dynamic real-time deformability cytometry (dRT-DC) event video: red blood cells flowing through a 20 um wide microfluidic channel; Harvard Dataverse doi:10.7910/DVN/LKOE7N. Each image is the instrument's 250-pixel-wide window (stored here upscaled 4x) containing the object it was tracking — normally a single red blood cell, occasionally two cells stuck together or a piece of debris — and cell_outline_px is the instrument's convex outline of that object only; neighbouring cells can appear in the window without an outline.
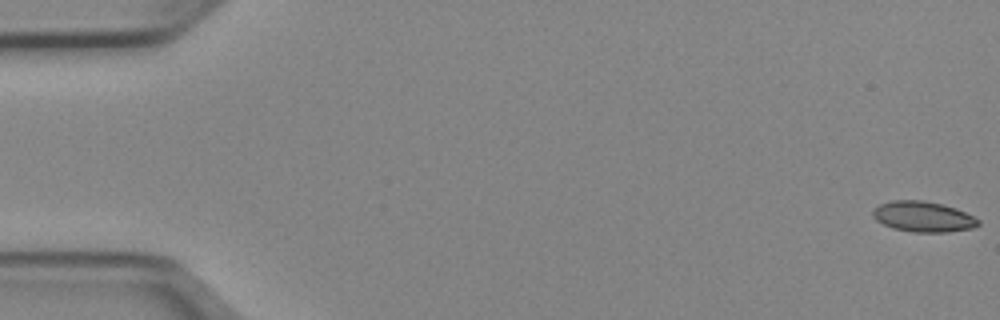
{"species": "Egyptian fruit bat (a non-hibernating species)", "species_latin": "Rousettus aegyptiacus", "temperature_condition": "cold", "stored_images_in_passage": 52, "camera_frame_rate_fps": 3000, "um_per_image_px": 0.085, "animal": {"sex": "female"}, "frame": {"image": 1, "passage_image": 1, "time_ms": 0.0, "image_size_px": [1000, 320], "cell_outline_px": [[980, 224], [972, 228], [948, 232], [912, 232], [892, 228], [876, 220], [872, 216], [872, 212], [880, 204], [892, 200], [924, 200], [956, 208], [980, 220]], "centroid_in_image_um": [78.46, 18.42], "position_along_channel_um": 6.5, "area_um2": 18.67}}
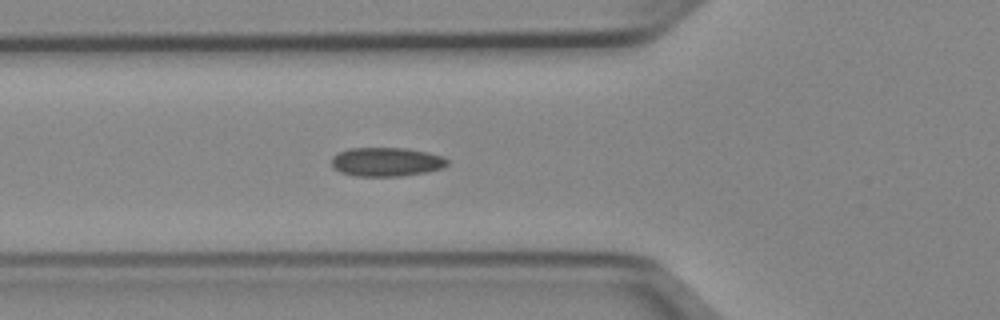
{"frame": {"image": 2, "passage_image": 19, "time_ms": 6.0, "image_size_px": [1000, 320], "cell_outline_px": [[448, 164], [444, 168], [428, 172], [400, 176], [356, 176], [340, 172], [332, 168], [332, 156], [348, 148], [404, 148], [428, 152], [440, 156], [448, 160]], "centroid_in_image_um": [32.84, 13.76], "position_along_channel_um": 93.0, "area_um2": 19.59}}
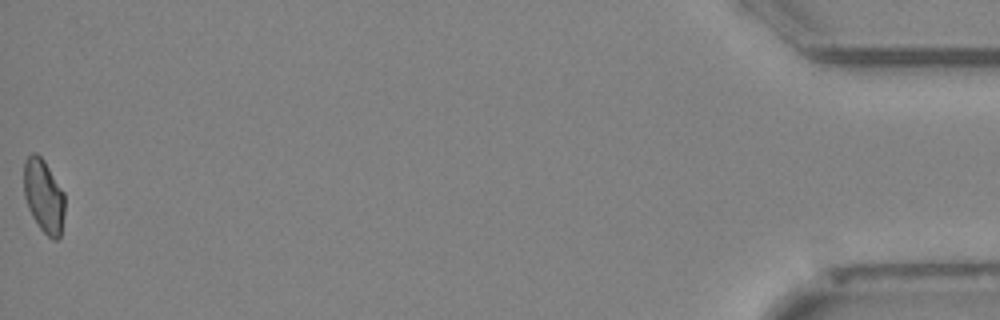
{"frame": {"image": 3, "passage_image": 52, "time_ms": 17.0, "image_size_px": [1000, 320], "cell_outline_px": [[64, 212], [60, 236], [56, 240], [52, 240], [40, 228], [32, 216], [28, 208], [24, 196], [24, 160], [32, 152], [36, 152], [44, 160], [64, 192]], "centroid_in_image_um": [3.71, 16.65], "position_along_channel_um": 431.5, "area_um2": 17.51}, "authors_computed_cell_mechanics": {"area_um2": 18.496, "velocity_mm_per_s": 3.9562, "shape_relaxation_time_tau1_ms": null, "shape_relaxation_time_tau2_ms": 3.0842, "deformation_change_tau1": null, "deformation_change_tau2": 0.0773}}